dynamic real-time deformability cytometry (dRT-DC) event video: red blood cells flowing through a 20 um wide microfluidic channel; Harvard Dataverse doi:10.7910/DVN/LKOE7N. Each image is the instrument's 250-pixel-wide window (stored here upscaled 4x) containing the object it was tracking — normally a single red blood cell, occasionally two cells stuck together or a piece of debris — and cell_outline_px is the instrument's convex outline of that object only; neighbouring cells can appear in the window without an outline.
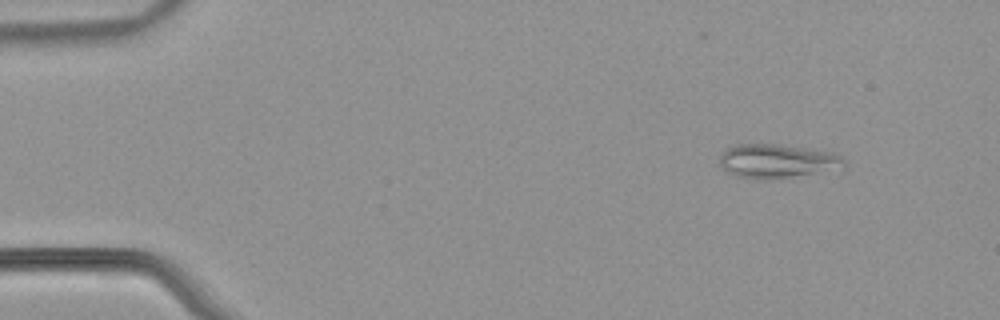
{"species": "common noctule bat (a hibernating species)", "species_latin": "Nyctalus noctula", "temperature_condition": "warm", "stored_images_in_passage": 54, "camera_frame_rate_fps": 3000, "um_per_image_px": 0.085, "animal": {"sex": "male", "body_mass_g": 21.5, "forearm_length_mm": 52.0}, "frame": {"image": 1, "passage_image": 6, "time_ms": 1.667, "image_size_px": [1000, 320], "cell_outline_px": [[844, 168], [788, 176], [736, 176], [728, 172], [720, 164], [720, 156], [728, 148], [736, 144], [776, 144], [836, 152], [844, 160]], "centroid_in_image_um": [66.1, 13.63], "position_along_channel_um": 18.9, "area_um2": 23.47}}
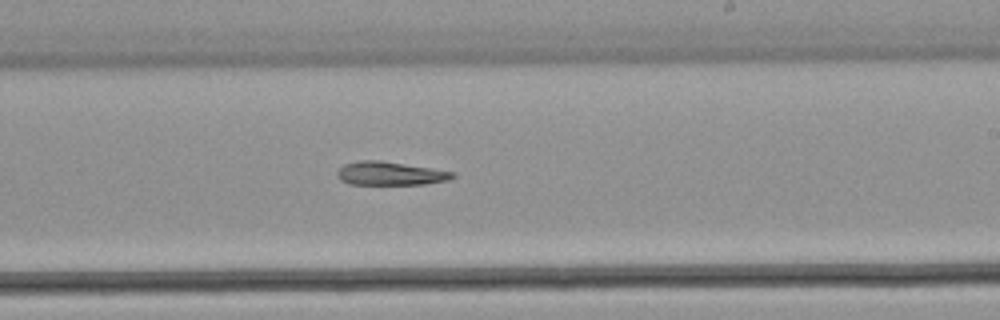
{"frame": {"image": 2, "passage_image": 33, "time_ms": 10.667, "image_size_px": [1000, 320], "cell_outline_px": [[456, 176], [448, 180], [424, 184], [348, 184], [340, 180], [336, 176], [336, 172], [344, 164], [360, 160], [380, 160], [456, 172]], "centroid_in_image_um": [33.15, 14.74], "position_along_channel_um": 255.9, "area_um2": 15.84}}
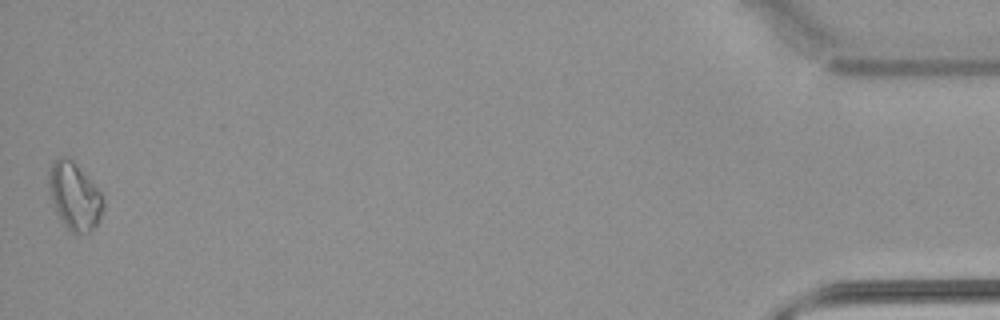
{"frame": {"image": 3, "passage_image": 54, "time_ms": 17.667, "image_size_px": [1000, 320], "cell_outline_px": [[104, 208], [96, 224], [88, 232], [72, 232], [60, 220], [56, 212], [48, 192], [48, 172], [52, 164], [60, 156], [68, 156], [76, 164], [100, 192], [104, 204]], "centroid_in_image_um": [6.29, 16.65], "position_along_channel_um": 428.9, "area_um2": 21.04}}